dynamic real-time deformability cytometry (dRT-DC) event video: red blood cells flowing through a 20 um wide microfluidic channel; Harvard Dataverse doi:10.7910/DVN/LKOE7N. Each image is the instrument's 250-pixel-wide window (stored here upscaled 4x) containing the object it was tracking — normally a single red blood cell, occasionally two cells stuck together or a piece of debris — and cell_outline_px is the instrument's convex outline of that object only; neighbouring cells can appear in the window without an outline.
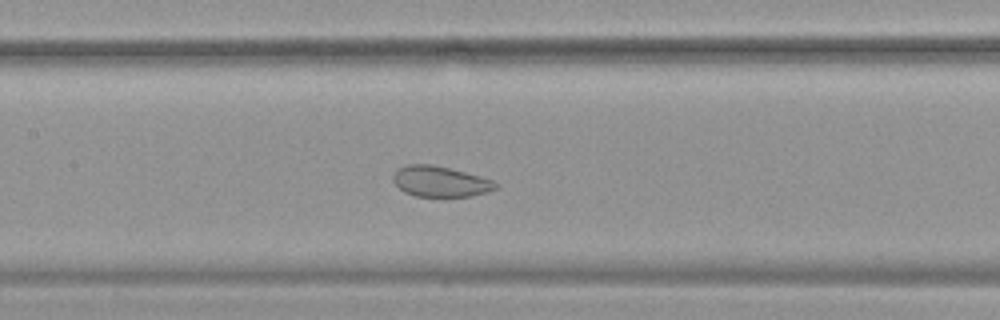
{"species": "common noctule bat (a hibernating species)", "species_latin": "Nyctalus noctula", "temperature_condition": "warm", "stored_images_in_passage": 52, "camera_frame_rate_fps": 3000, "um_per_image_px": 0.085, "animal": {"sex": "female", "body_mass_g": 19.9}, "frame": {"image": 1, "passage_image": 24, "time_ms": 7.667, "image_size_px": [1000, 320], "cell_outline_px": [[496, 188], [488, 192], [472, 196], [416, 196], [404, 192], [392, 180], [392, 176], [400, 168], [408, 164], [432, 164], [480, 176], [492, 180], [496, 184]], "centroid_in_image_um": [37.41, 15.43], "position_along_channel_um": 170.0, "area_um2": 18.03}}
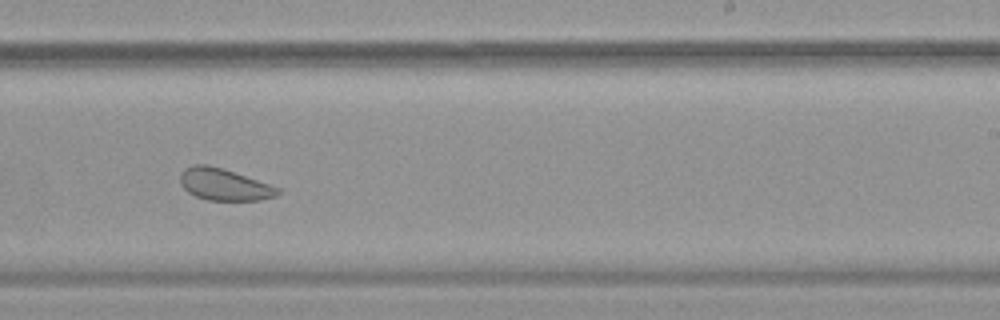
{"frame": {"image": 2, "passage_image": 32, "time_ms": 10.333, "image_size_px": [1000, 320], "cell_outline_px": [[280, 192], [276, 196], [260, 200], [208, 200], [196, 196], [188, 192], [180, 184], [180, 172], [184, 168], [196, 164], [208, 164], [224, 168], [280, 188]], "centroid_in_image_um": [19.03, 15.67], "position_along_channel_um": 270.0, "area_um2": 18.15}}
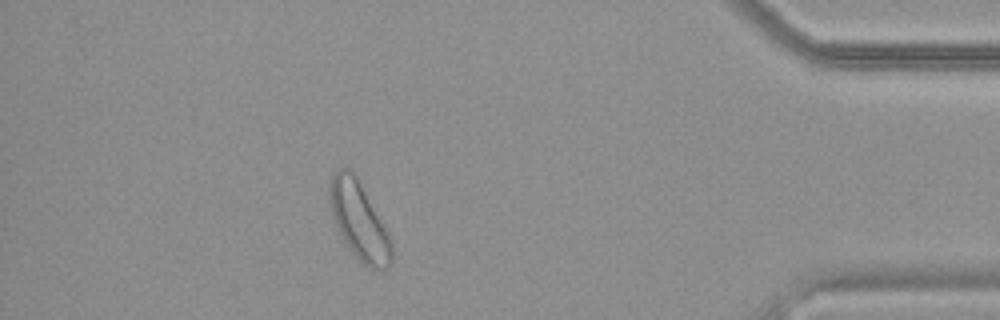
{"frame": {"image": 3, "passage_image": 46, "time_ms": 15.0, "image_size_px": [1000, 320], "cell_outline_px": [[392, 264], [388, 268], [368, 268], [348, 248], [332, 216], [328, 196], [328, 188], [332, 176], [336, 168], [352, 168], [384, 224], [388, 232], [392, 244]], "centroid_in_image_um": [30.51, 18.72], "position_along_channel_um": 404.7, "area_um2": 28.03}, "authors_computed_cell_mechanics": {"area_um2": 24.565, "velocity_mm_per_s": 3.7669, "shape_relaxation_time_tau1_ms": null, "shape_relaxation_time_tau2_ms": 2.2074, "deformation_change_tau1": null, "deformation_change_tau2": 0.0676}}